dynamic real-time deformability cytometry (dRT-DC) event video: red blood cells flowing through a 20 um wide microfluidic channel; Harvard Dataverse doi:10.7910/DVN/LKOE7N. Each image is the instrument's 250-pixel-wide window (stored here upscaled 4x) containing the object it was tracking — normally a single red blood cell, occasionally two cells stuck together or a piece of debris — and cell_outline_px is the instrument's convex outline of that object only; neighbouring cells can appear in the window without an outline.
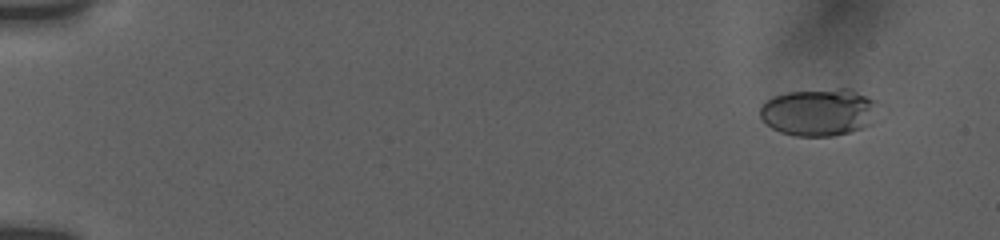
{"species": "human", "species_latin": "Homo sapiens", "temperature_condition": "room temperature", "stored_images_in_passage": 57, "camera_frame_rate_fps": 3000, "um_per_image_px": 0.085, "donor": {"sex": "female"}, "frame": {"image": 1, "passage_image": 6, "time_ms": 1.667, "image_size_px": [1000, 240], "cell_outline_px": [[884, 104], [872, 124], [848, 132], [832, 136], [796, 136], [780, 132], [772, 128], [760, 116], [760, 108], [772, 96], [788, 92], [836, 88], [848, 88], [876, 100]], "centroid_in_image_um": [69.7, 9.52], "position_along_channel_um": 15.3, "area_um2": 33.06}}
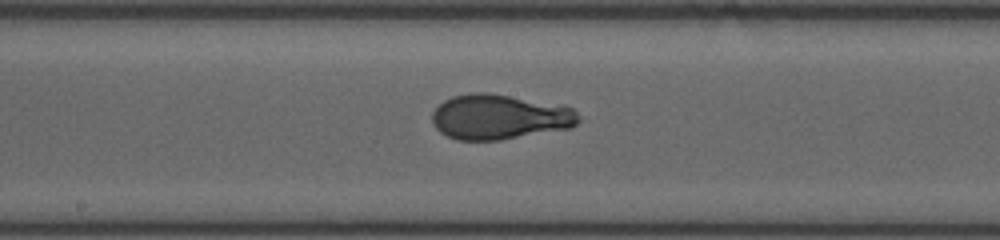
{"frame": {"image": 2, "passage_image": 33, "time_ms": 10.667, "image_size_px": [1000, 240], "cell_outline_px": [[580, 120], [572, 128], [500, 140], [456, 140], [440, 132], [432, 124], [432, 112], [444, 100], [452, 96], [472, 92], [488, 92], [564, 104], [572, 108], [580, 116]], "centroid_in_image_um": [42.49, 9.93], "position_along_channel_um": 205.7, "area_um2": 39.02}}
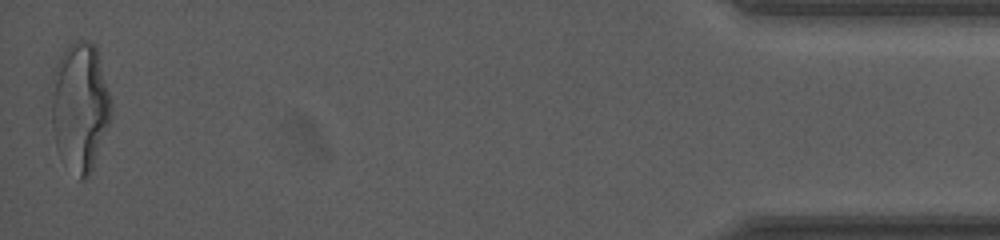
{"frame": {"image": 3, "passage_image": 57, "time_ms": 18.667, "image_size_px": [1000, 240], "cell_outline_px": [[112, 120], [92, 168], [88, 176], [84, 180], [80, 180], [60, 156], [56, 148], [52, 124], [52, 72], [60, 56], [68, 44], [76, 40], [92, 40], [96, 48], [112, 104]], "centroid_in_image_um": [6.8, 9.06], "position_along_channel_um": 428.4, "area_um2": 45.03}, "authors_computed_cell_mechanics": {"area_um2": 37.3388, "velocity_mm_per_s": 3.7731, "shape_relaxation_time_tau1_ms": 4.4281, "shape_relaxation_time_tau2_ms": 0.5862, "deformation_change_tau1": 0.137, "deformation_change_tau2": 0.0655}}